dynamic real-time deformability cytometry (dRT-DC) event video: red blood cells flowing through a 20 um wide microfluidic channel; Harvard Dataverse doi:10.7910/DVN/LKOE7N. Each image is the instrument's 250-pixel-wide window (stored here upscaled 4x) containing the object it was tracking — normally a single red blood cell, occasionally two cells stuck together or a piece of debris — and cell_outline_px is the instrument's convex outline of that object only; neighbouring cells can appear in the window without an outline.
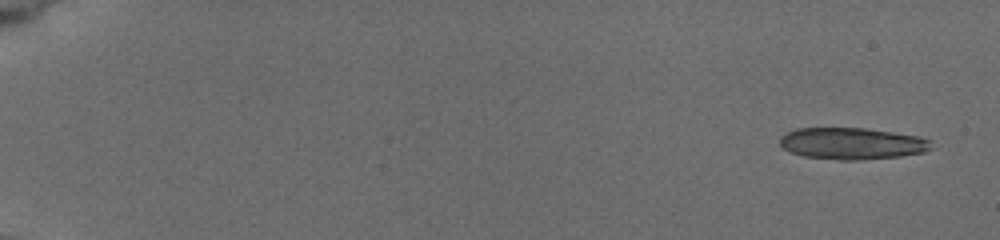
{"species": "common noctule bat (a hibernating species)", "species_latin": "Nyctalus noctula", "temperature_condition": "cold", "stored_images_in_passage": 13, "camera_frame_rate_fps": 3000, "um_per_image_px": 0.085, "animal": {"sex": "female", "body_mass_g": 19.5, "forearm_length_mm": 54.1}, "frame": {"image": 1, "passage_image": 1, "time_ms": 0.0, "image_size_px": [1000, 240], "cell_outline_px": [[932, 148], [924, 152], [900, 156], [864, 160], [836, 160], [804, 156], [792, 152], [784, 148], [780, 144], [780, 136], [796, 128], [864, 128], [920, 136], [932, 140]], "centroid_in_image_um": [72.46, 12.2], "position_along_channel_um": 12.5, "area_um2": 28.09}}
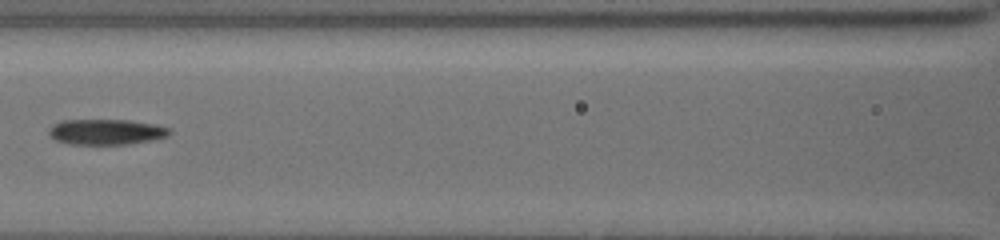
{"frame": {"image": 2, "passage_image": 10, "time_ms": 8.667, "image_size_px": [1000, 240], "cell_outline_px": [[172, 132], [168, 136], [152, 140], [128, 144], [68, 144], [56, 140], [48, 132], [56, 124], [64, 120], [128, 120], [152, 124], [168, 128]], "centroid_in_image_um": [9.06, 11.22], "position_along_channel_um": 157.5, "area_um2": 17.63}}
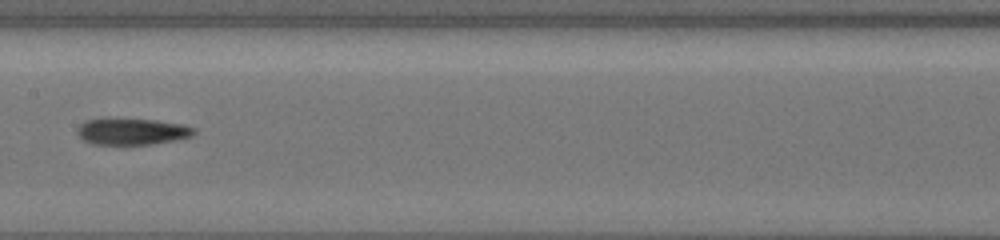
{"frame": {"image": 3, "passage_image": 11, "time_ms": 9.667, "image_size_px": [1000, 240], "cell_outline_px": [[196, 132], [192, 136], [176, 140], [152, 144], [92, 144], [84, 140], [76, 132], [80, 124], [88, 120], [156, 120], [180, 124], [196, 128]], "centroid_in_image_um": [11.27, 11.2], "position_along_channel_um": 196.1, "area_um2": 17.51}}